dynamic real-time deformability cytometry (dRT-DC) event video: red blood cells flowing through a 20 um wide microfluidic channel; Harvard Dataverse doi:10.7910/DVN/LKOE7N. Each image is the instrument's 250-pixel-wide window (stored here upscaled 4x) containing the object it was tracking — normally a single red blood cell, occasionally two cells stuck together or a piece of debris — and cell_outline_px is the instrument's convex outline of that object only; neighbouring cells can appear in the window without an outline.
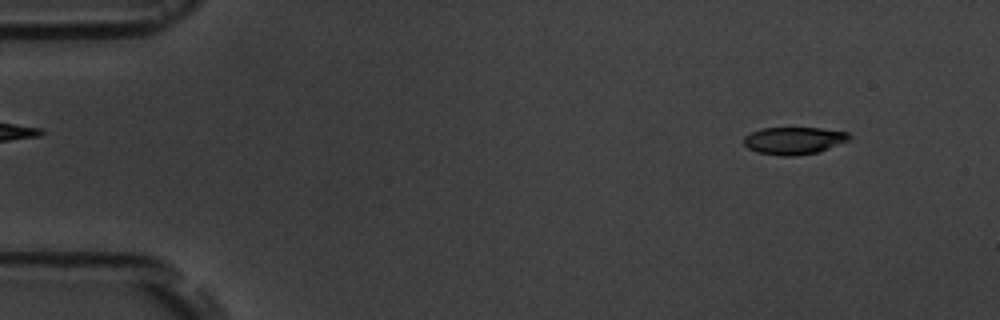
{"species": "common noctule bat (a hibernating species)", "species_latin": "Nyctalus noctula", "temperature_condition": "room temperature", "stored_images_in_passage": 5, "camera_frame_rate_fps": 3000, "um_per_image_px": 0.085, "animal": {"sex": "male", "body_mass_g": 19.5, "forearm_length_mm": 54.6}, "frame": {"image": 1, "passage_image": 1, "time_ms": 0.0, "image_size_px": [1000, 320], "cell_outline_px": [[852, 136], [848, 140], [828, 148], [816, 152], [796, 156], [780, 156], [756, 152], [748, 148], [744, 144], [744, 136], [760, 128], [820, 128], [848, 132]], "centroid_in_image_um": [67.45, 11.95], "position_along_channel_um": 17.5, "area_um2": 16.76}}
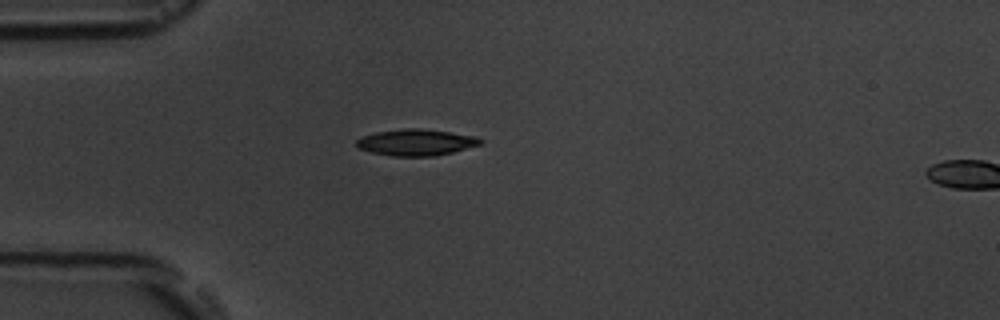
{"frame": {"image": 2, "passage_image": 4, "time_ms": 3.333, "image_size_px": [1000, 320], "cell_outline_px": [[484, 140], [480, 144], [452, 152], [436, 156], [392, 156], [372, 152], [356, 148], [356, 140], [360, 136], [376, 132], [404, 128], [420, 128], [476, 136]], "centroid_in_image_um": [35.32, 12.1], "position_along_channel_um": 49.7, "area_um2": 19.07}}